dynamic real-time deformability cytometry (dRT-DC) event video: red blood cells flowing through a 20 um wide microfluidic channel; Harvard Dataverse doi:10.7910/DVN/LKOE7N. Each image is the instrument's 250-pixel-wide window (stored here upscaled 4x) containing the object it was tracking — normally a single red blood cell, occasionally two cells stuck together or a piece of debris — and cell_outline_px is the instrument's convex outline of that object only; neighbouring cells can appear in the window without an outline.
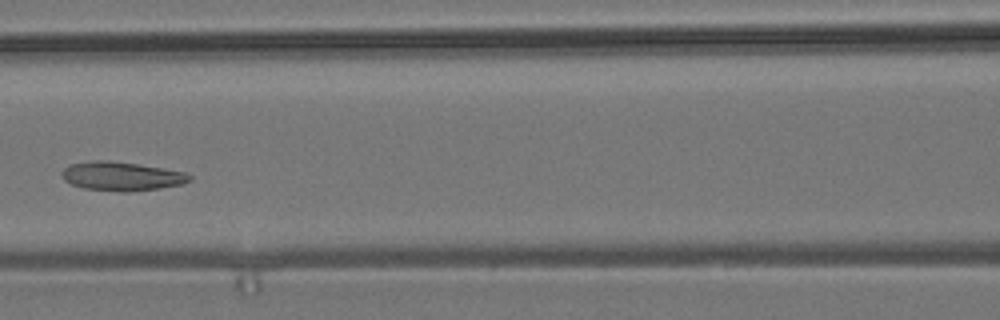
{"species": "common noctule bat (a hibernating species)", "species_latin": "Nyctalus noctula", "temperature_condition": "room temperature", "stored_images_in_passage": 6, "camera_frame_rate_fps": 3000, "um_per_image_px": 0.085, "animal": {"sex": "male", "body_mass_g": 19.2, "forearm_length_mm": 51.8}, "frame": {"image": 1, "passage_image": 6, "time_ms": 6.0, "image_size_px": [1000, 320], "cell_outline_px": [[192, 180], [180, 184], [160, 188], [128, 192], [124, 192], [84, 188], [72, 184], [64, 180], [60, 172], [68, 164], [92, 160], [108, 160], [164, 168], [188, 172], [192, 176]], "centroid_in_image_um": [10.33, 14.97], "position_along_channel_um": 156.3, "area_um2": 21.62}}